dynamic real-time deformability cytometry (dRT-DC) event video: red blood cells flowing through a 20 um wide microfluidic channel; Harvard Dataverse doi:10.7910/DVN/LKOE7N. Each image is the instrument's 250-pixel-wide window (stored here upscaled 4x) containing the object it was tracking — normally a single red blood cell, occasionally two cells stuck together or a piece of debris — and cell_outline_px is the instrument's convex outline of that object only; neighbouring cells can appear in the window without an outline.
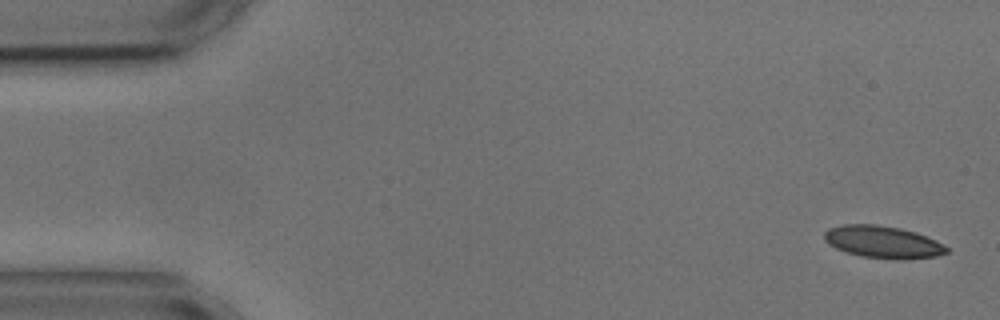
{"species": "common noctule bat (a hibernating species)", "species_latin": "Nyctalus noctula", "temperature_condition": "cold", "stored_images_in_passage": 2, "segment_of_instrument_passage": [2, 2], "camera_frame_rate_fps": 3000, "um_per_image_px": 0.085, "animal": {"sex": "male", "body_mass_g": 17.9, "forearm_length_mm": 54.2}, "frame": {"image": 1, "passage_image": 2, "time_ms": 1.333, "image_size_px": [1000, 320], "cell_outline_px": [[948, 252], [936, 256], [904, 260], [900, 260], [860, 256], [836, 248], [828, 244], [824, 240], [824, 232], [828, 228], [844, 224], [876, 224], [900, 228], [916, 232], [936, 240], [944, 244], [948, 248]], "centroid_in_image_um": [75.05, 20.57], "position_along_channel_um": 10.0, "area_um2": 23.12}}